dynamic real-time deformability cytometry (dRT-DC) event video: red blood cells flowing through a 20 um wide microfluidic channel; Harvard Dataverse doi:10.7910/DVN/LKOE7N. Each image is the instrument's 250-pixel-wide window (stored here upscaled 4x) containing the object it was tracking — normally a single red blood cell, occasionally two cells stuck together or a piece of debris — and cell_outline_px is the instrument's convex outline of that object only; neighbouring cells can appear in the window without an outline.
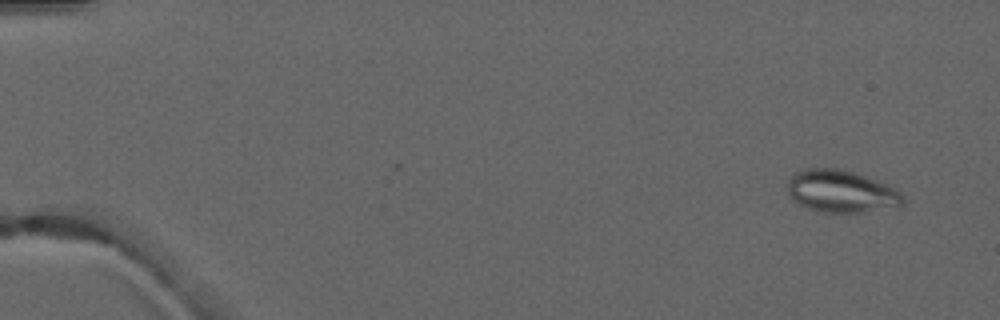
{"species": "common noctule bat (a hibernating species)", "species_latin": "Nyctalus noctula", "temperature_condition": "warm", "stored_images_in_passage": 6, "camera_frame_rate_fps": 3000, "um_per_image_px": 0.085, "animal": {"sex": "male", "forearm_length_mm": 52.5}, "frame": {"image": 1, "passage_image": 1, "time_ms": 0.0, "image_size_px": [1000, 320], "cell_outline_px": [[904, 204], [900, 208], [864, 212], [824, 212], [808, 208], [792, 200], [788, 192], [788, 180], [792, 172], [804, 168], [840, 168], [856, 172], [888, 184], [896, 188], [904, 196]], "centroid_in_image_um": [71.55, 16.25], "position_along_channel_um": 13.5, "area_um2": 29.19}}